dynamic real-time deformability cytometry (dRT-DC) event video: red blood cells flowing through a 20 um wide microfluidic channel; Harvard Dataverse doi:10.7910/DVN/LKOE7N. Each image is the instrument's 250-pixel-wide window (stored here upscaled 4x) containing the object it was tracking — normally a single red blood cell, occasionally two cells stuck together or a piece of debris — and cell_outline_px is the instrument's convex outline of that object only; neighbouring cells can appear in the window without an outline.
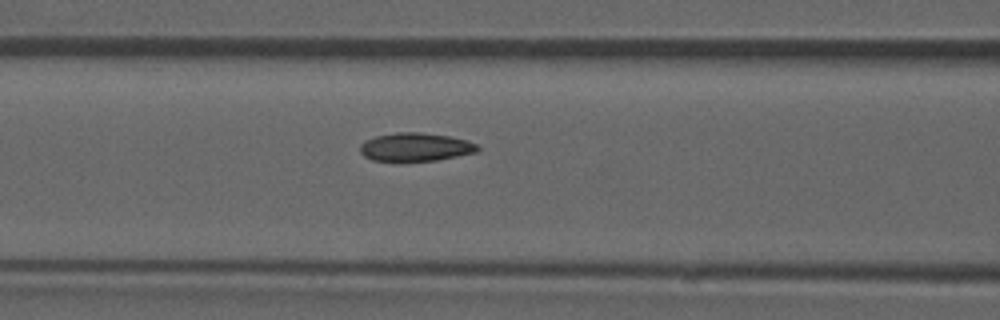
{"species": "common noctule bat (a hibernating species)", "species_latin": "Nyctalus noctula", "temperature_condition": "room temperature", "stored_images_in_passage": 37, "camera_frame_rate_fps": 3000, "um_per_image_px": 0.085, "animal": {"sex": "male", "forearm_length_mm": 52.5}, "frame": {"image": 1, "passage_image": 6, "time_ms": 1.667, "image_size_px": [1000, 320], "cell_outline_px": [[480, 148], [476, 152], [436, 160], [372, 160], [364, 156], [360, 152], [360, 144], [376, 136], [396, 132], [420, 132], [448, 136], [468, 140], [476, 144]], "centroid_in_image_um": [35.32, 12.48], "position_along_channel_um": 131.3, "area_um2": 19.07}, "authors_computed_cell_mechanics": {"area_um2": 19.1318, "velocity_mm_per_s": 3.9006, "shape_relaxation_time_tau1_ms": null, "shape_relaxation_time_tau2_ms": 2.2551, "deformation_change_tau1": null, "deformation_change_tau2": 0.0701}}